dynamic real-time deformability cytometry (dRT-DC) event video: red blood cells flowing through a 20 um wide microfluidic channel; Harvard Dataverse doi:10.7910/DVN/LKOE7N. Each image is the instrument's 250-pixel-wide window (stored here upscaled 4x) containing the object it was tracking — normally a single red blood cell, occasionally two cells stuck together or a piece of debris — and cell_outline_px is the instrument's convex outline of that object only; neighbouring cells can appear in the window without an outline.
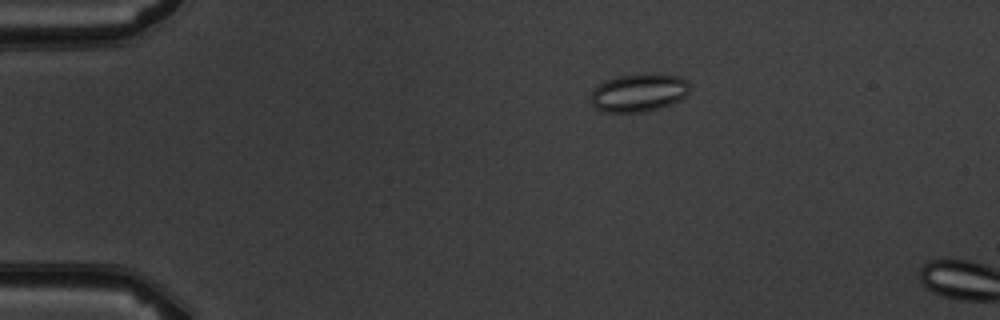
{"species": "common noctule bat (a hibernating species)", "species_latin": "Nyctalus noctula", "temperature_condition": "warm", "stored_images_in_passage": 4, "camera_frame_rate_fps": 3000, "um_per_image_px": 0.085, "animal": {"sex": "male", "body_mass_g": 19.5, "forearm_length_mm": 54.6}, "frame": {"image": 1, "passage_image": 3, "time_ms": 2.333, "image_size_px": [1000, 320], "cell_outline_px": [[688, 92], [680, 100], [672, 104], [660, 108], [644, 112], [600, 112], [592, 104], [592, 88], [616, 76], [680, 76], [688, 80]], "centroid_in_image_um": [54.27, 7.93], "position_along_channel_um": 30.7, "area_um2": 21.33}}